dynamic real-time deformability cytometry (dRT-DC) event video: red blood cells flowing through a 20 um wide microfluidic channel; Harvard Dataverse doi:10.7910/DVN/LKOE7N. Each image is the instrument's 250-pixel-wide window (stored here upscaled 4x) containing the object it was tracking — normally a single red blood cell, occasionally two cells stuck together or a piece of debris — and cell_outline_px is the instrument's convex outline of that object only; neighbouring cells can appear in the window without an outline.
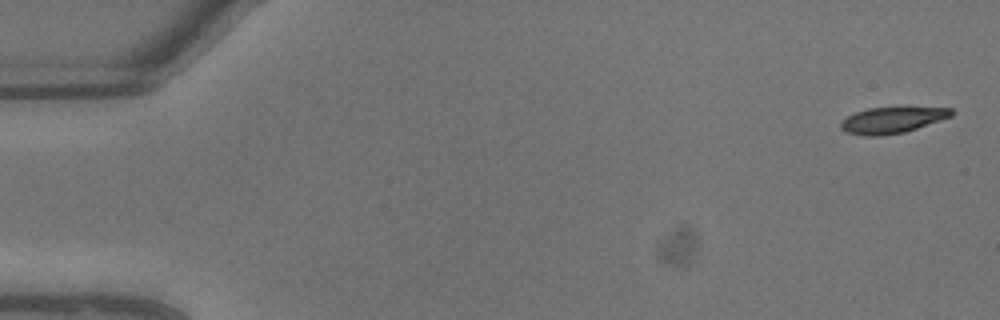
{"species": "common noctule bat (a hibernating species)", "species_latin": "Nyctalus noctula", "temperature_condition": "warm", "stored_images_in_passage": 7, "camera_frame_rate_fps": 3000, "um_per_image_px": 0.085, "animal": {"sex": "male", "body_mass_g": 13.3}, "frame": {"image": 1, "passage_image": 1, "time_ms": 0.0, "image_size_px": [1000, 320], "cell_outline_px": [[952, 116], [904, 132], [880, 136], [864, 136], [848, 132], [840, 128], [840, 120], [856, 112], [868, 108], [952, 108]], "centroid_in_image_um": [75.77, 10.22], "position_along_channel_um": 9.2, "area_um2": 16.47}}
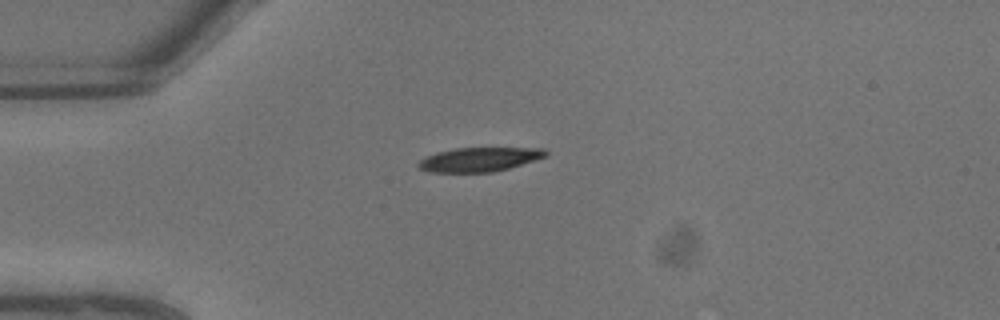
{"frame": {"image": 2, "passage_image": 6, "time_ms": 1.667, "image_size_px": [1000, 320], "cell_outline_px": [[548, 156], [508, 168], [492, 172], [428, 172], [420, 168], [416, 164], [420, 160], [436, 152], [456, 148], [544, 148], [548, 152]], "centroid_in_image_um": [40.75, 13.55], "position_along_channel_um": 44.3, "area_um2": 17.8}}